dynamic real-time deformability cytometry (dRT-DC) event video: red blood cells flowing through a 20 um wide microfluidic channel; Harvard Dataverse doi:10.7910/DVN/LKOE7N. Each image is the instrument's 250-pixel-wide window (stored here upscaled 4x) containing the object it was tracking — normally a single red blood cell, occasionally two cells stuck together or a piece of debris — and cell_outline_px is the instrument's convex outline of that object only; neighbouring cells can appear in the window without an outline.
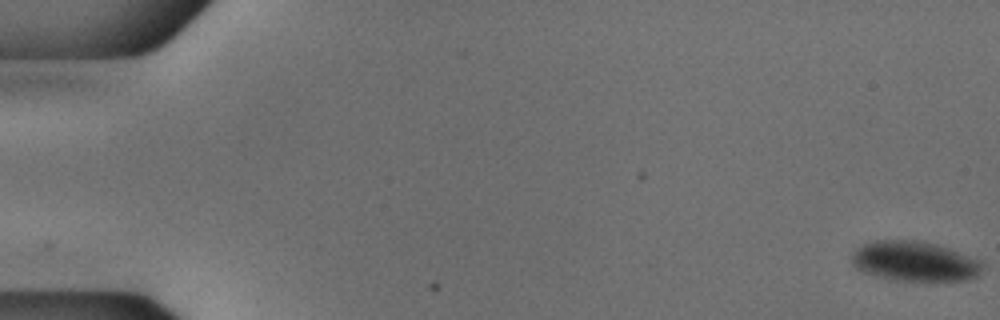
{"species": "common noctule bat (a hibernating species)", "species_latin": "Nyctalus noctula", "temperature_condition": "cold", "stored_images_in_passage": 55, "camera_frame_rate_fps": 3000, "um_per_image_px": 0.085, "animal": {"sex": "male", "body_mass_g": 18.8}, "frame": {"image": 1, "passage_image": 1, "time_ms": 0.0, "image_size_px": [1000, 320], "cell_outline_px": [[984, 264], [976, 276], [960, 280], [892, 280], [864, 272], [856, 268], [852, 264], [852, 256], [856, 248], [864, 244], [876, 240], [912, 240], [932, 244], [980, 260]], "centroid_in_image_um": [77.67, 22.21], "position_along_channel_um": 7.3, "area_um2": 29.59}}
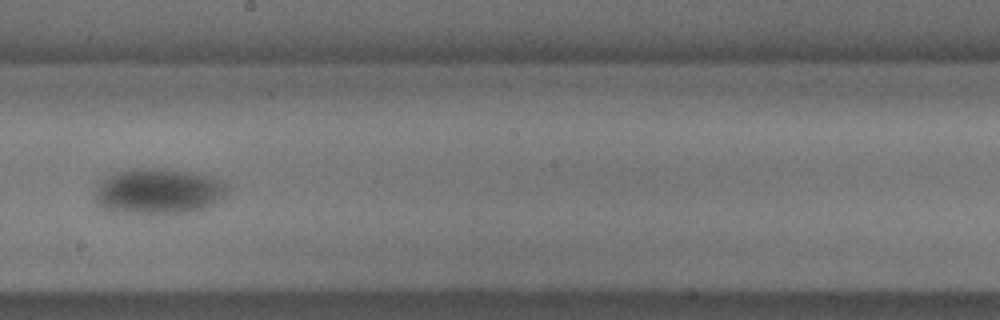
{"frame": {"image": 2, "passage_image": 32, "time_ms": 10.333, "image_size_px": [1000, 320], "cell_outline_px": [[232, 188], [220, 200], [208, 208], [196, 212], [160, 216], [112, 212], [100, 208], [96, 204], [96, 184], [100, 180], [116, 172], [132, 168], [164, 168], [192, 172], [224, 180]], "centroid_in_image_um": [13.5, 16.3], "position_along_channel_um": 234.7, "area_um2": 36.93}}
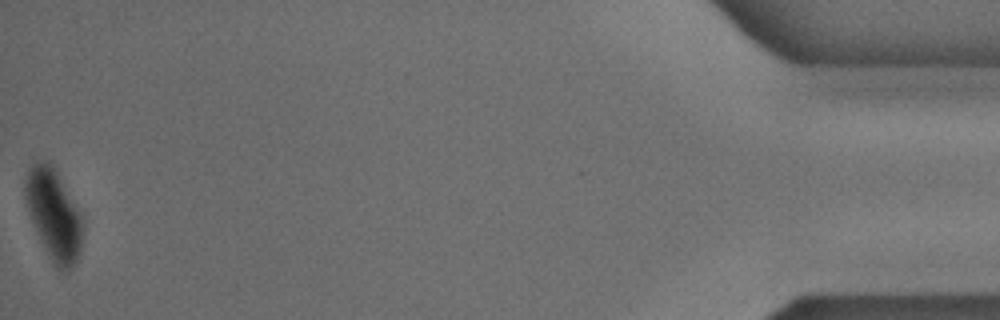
{"frame": {"image": 3, "passage_image": 55, "time_ms": 18.0, "image_size_px": [1000, 320], "cell_outline_px": [[84, 228], [80, 252], [76, 264], [68, 272], [56, 268], [44, 248], [36, 232], [28, 212], [24, 196], [24, 180], [28, 168], [32, 164], [44, 160], [56, 172], [84, 216]], "centroid_in_image_um": [4.59, 18.3], "position_along_channel_um": 430.6, "area_um2": 30.75}}